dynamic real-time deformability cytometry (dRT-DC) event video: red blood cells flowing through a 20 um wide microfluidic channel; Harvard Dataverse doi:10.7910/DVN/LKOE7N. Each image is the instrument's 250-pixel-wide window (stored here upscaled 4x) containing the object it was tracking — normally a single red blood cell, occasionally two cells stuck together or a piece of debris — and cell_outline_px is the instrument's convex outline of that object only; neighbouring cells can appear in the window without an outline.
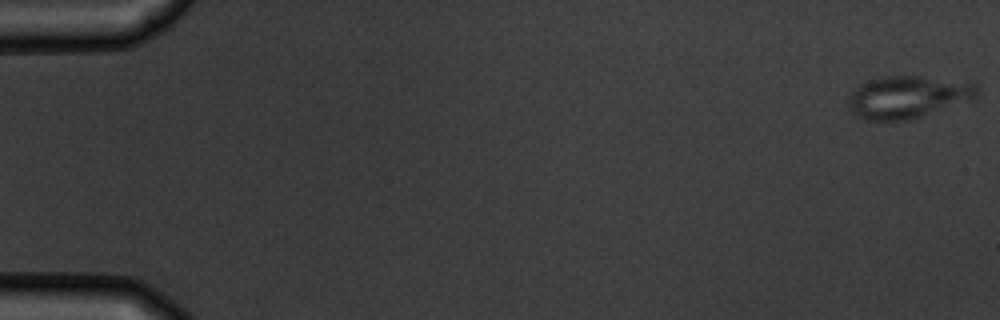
{"species": "common noctule bat (a hibernating species)", "species_latin": "Nyctalus noctula", "temperature_condition": "warm", "stored_images_in_passage": 9, "camera_frame_rate_fps": 3000, "um_per_image_px": 0.085, "animal": {"sex": "male", "body_mass_g": 19.5, "forearm_length_mm": 54.6}, "frame": {"image": 1, "passage_image": 1, "time_ms": 0.0, "image_size_px": [1000, 320], "cell_outline_px": [[980, 88], [976, 100], [920, 116], [904, 120], [864, 120], [856, 116], [848, 108], [848, 96], [860, 84], [880, 76], [920, 76], [972, 80]], "centroid_in_image_um": [77.25, 8.22], "position_along_channel_um": 7.7, "area_um2": 32.54}}